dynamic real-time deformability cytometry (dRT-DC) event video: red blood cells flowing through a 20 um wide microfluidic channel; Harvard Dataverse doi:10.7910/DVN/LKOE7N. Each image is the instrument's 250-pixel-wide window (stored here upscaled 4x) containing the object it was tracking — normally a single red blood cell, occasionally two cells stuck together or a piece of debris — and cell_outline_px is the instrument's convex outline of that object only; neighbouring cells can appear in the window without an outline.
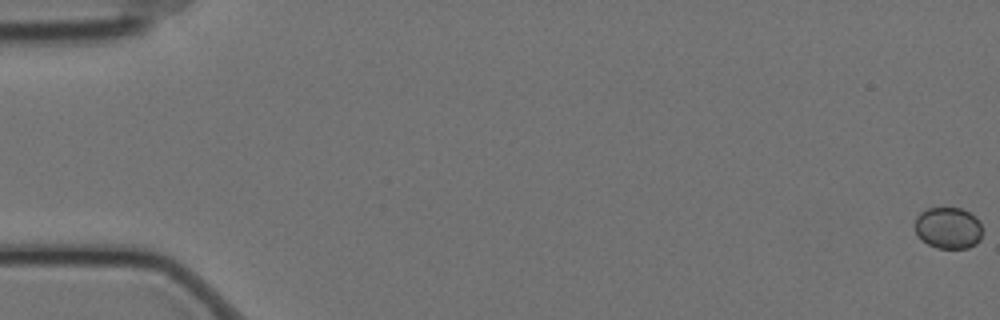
{"species": "Egyptian fruit bat (a non-hibernating species)", "species_latin": "Rousettus aegyptiacus", "temperature_condition": "cold", "stored_images_in_passage": 60, "camera_frame_rate_fps": 3000, "um_per_image_px": 0.085, "animal": {"sex": "female"}, "frame": {"image": 1, "passage_image": 1, "time_ms": 0.0, "image_size_px": [1000, 320], "cell_outline_px": [[980, 240], [976, 244], [968, 248], [936, 248], [928, 244], [916, 232], [916, 216], [920, 212], [928, 208], [960, 208], [976, 216], [980, 224]], "centroid_in_image_um": [80.6, 19.37], "position_along_channel_um": 4.4, "area_um2": 16.13}}
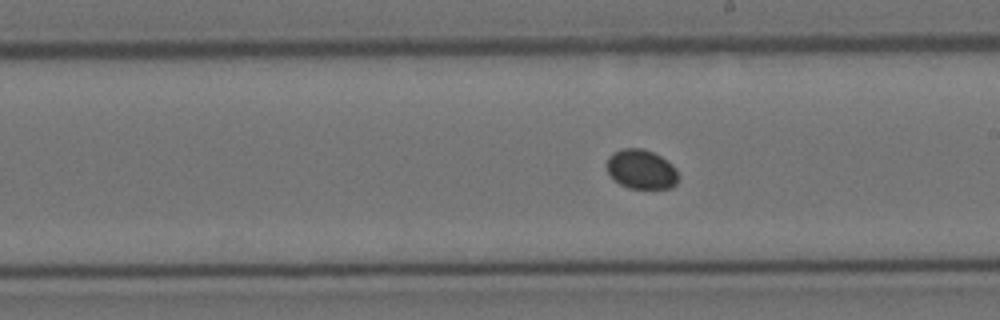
{"frame": {"image": 2, "passage_image": 35, "time_ms": 11.333, "image_size_px": [1000, 320], "cell_outline_px": [[680, 176], [676, 184], [672, 188], [628, 188], [620, 184], [608, 172], [608, 156], [612, 152], [624, 148], [644, 148], [660, 156], [672, 164], [676, 168]], "centroid_in_image_um": [54.55, 14.38], "position_along_channel_um": 234.5, "area_um2": 16.47}}
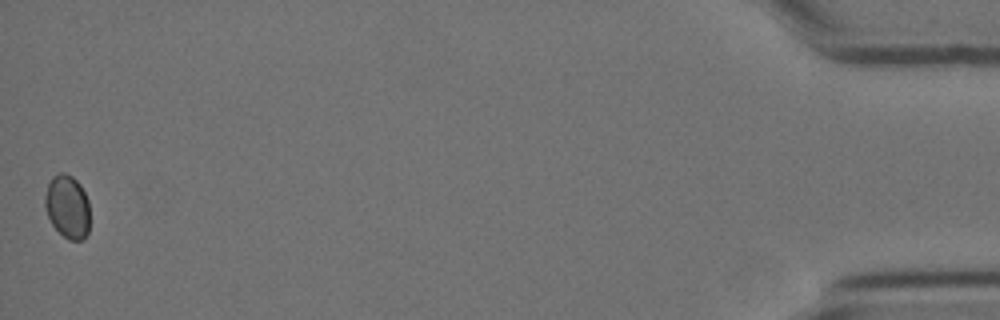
{"frame": {"image": 3, "passage_image": 60, "time_ms": 19.667, "image_size_px": [1000, 320], "cell_outline_px": [[88, 232], [84, 240], [68, 240], [52, 224], [48, 216], [44, 204], [44, 196], [48, 184], [52, 176], [60, 172], [64, 172], [72, 176], [80, 184], [88, 200]], "centroid_in_image_um": [5.72, 17.55], "position_along_channel_um": 429.5, "area_um2": 16.53}}